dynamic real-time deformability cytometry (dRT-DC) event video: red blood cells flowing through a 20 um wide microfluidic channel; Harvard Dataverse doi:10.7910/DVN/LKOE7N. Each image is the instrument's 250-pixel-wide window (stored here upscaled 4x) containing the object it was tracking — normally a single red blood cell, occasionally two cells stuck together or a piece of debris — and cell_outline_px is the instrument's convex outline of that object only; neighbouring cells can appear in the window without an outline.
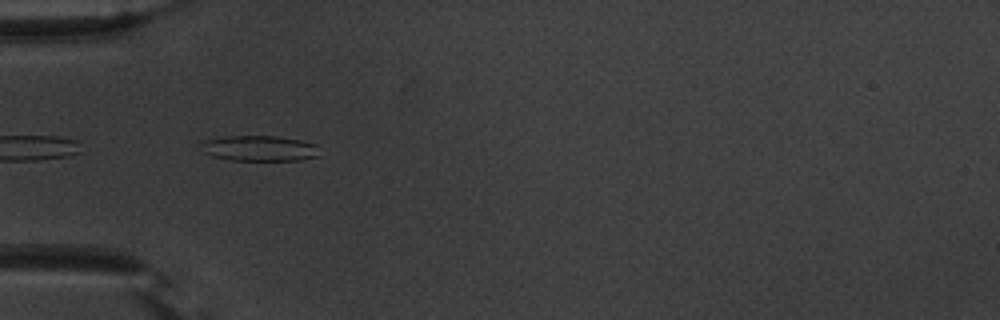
{"species": "common noctule bat (a hibernating species)", "species_latin": "Nyctalus noctula", "temperature_condition": "warm", "stored_images_in_passage": 8, "camera_frame_rate_fps": 3000, "um_per_image_px": 0.085, "animal": {"sex": "male", "body_mass_g": 20.1, "forearm_length_mm": 53.5}, "frame": {"image": 1, "passage_image": 1, "time_ms": 0.0, "image_size_px": [1000, 320], "cell_outline_px": [[320, 156], [300, 160], [228, 160], [212, 156], [204, 152], [200, 144], [204, 140], [228, 136], [276, 136], [300, 140], [316, 144]], "centroid_in_image_um": [22.06, 12.61], "position_along_channel_um": 62.9, "area_um2": 17.63}}